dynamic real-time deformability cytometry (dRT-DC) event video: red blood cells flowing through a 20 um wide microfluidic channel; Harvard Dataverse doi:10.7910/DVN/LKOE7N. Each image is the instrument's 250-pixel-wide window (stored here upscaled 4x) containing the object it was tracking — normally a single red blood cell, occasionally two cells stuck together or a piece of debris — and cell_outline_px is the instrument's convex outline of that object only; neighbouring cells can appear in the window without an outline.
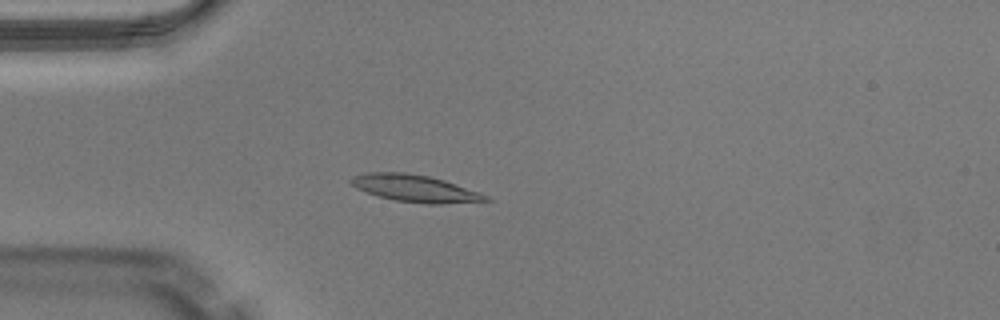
{"species": "Egyptian fruit bat (a non-hibernating species)", "species_latin": "Rousettus aegyptiacus", "temperature_condition": "warm", "stored_images_in_passage": 50, "camera_frame_rate_fps": 3000, "um_per_image_px": 0.085, "animal": {"sex": "male"}, "frame": {"image": 1, "passage_image": 14, "time_ms": 4.333, "image_size_px": [1000, 320], "cell_outline_px": [[492, 200], [440, 204], [428, 204], [396, 200], [380, 196], [356, 188], [348, 180], [352, 176], [364, 172], [404, 172], [428, 176], [444, 180], [488, 196]], "centroid_in_image_um": [35.23, 16.0], "position_along_channel_um": 49.8, "area_um2": 20.92}}
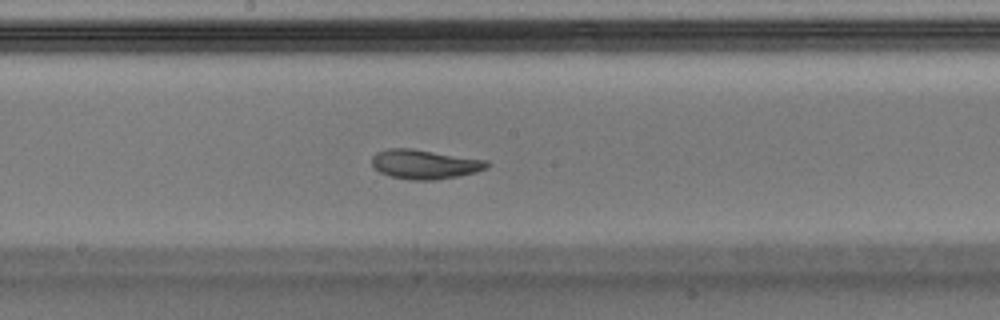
{"frame": {"image": 2, "passage_image": 27, "time_ms": 8.667, "image_size_px": [1000, 320], "cell_outline_px": [[492, 164], [488, 168], [476, 172], [436, 180], [412, 180], [392, 176], [380, 172], [372, 164], [372, 156], [376, 152], [388, 148], [412, 148], [488, 160]], "centroid_in_image_um": [36.14, 13.95], "position_along_channel_um": 212.1, "area_um2": 19.77}}
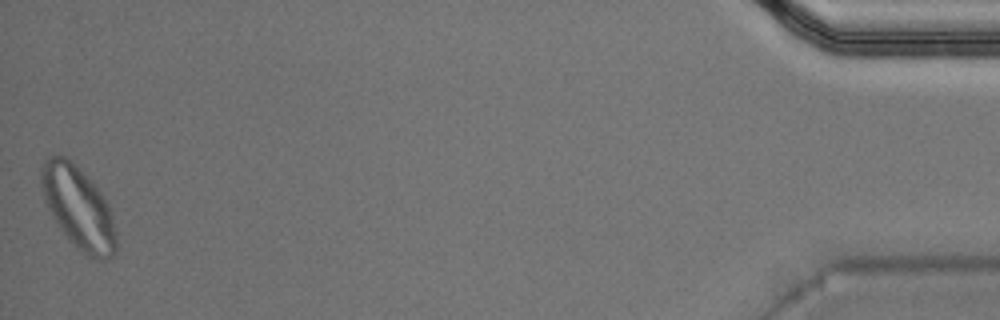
{"frame": {"image": 3, "passage_image": 50, "time_ms": 16.333, "image_size_px": [1000, 320], "cell_outline_px": [[116, 252], [112, 256], [100, 260], [76, 248], [68, 240], [60, 228], [48, 208], [44, 200], [40, 180], [40, 172], [44, 160], [52, 156], [64, 156], [100, 192], [108, 204], [112, 216], [116, 232]], "centroid_in_image_um": [6.65, 17.69], "position_along_channel_um": 428.6, "area_um2": 34.97}, "authors_computed_cell_mechanics": {"area_um2": 20.4612, "velocity_mm_per_s": 4.0182, "shape_relaxation_time_tau1_ms": 3.932, "shape_relaxation_time_tau2_ms": 1.4364, "deformation_change_tau1": 0.1562, "deformation_change_tau2": 0.0704}}